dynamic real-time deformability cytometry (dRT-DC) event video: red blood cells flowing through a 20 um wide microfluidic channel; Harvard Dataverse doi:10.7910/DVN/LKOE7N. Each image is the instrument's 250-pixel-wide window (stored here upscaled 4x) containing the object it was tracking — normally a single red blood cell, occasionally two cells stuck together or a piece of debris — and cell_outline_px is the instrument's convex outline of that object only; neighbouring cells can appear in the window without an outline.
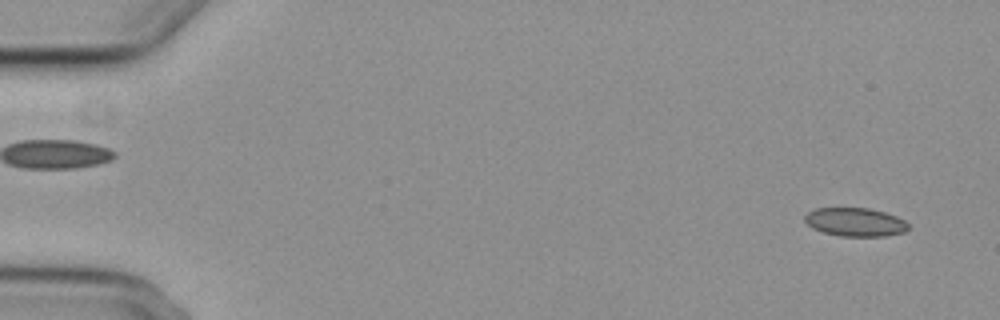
{"species": "common noctule bat (a hibernating species)", "species_latin": "Nyctalus noctula", "temperature_condition": "cold", "stored_images_in_passage": 56, "camera_frame_rate_fps": 3000, "um_per_image_px": 0.085, "animal": {"sex": "female", "body_mass_g": 29.2, "forearm_length_mm": 56.3}, "frame": {"image": 1, "passage_image": 3, "time_ms": 0.667, "image_size_px": [1000, 320], "cell_outline_px": [[908, 228], [904, 232], [884, 236], [840, 236], [824, 232], [812, 228], [804, 220], [804, 216], [808, 212], [816, 208], [868, 208], [884, 212], [896, 216], [904, 220], [908, 224]], "centroid_in_image_um": [72.68, 18.87], "position_along_channel_um": 12.3, "area_um2": 17.11}}
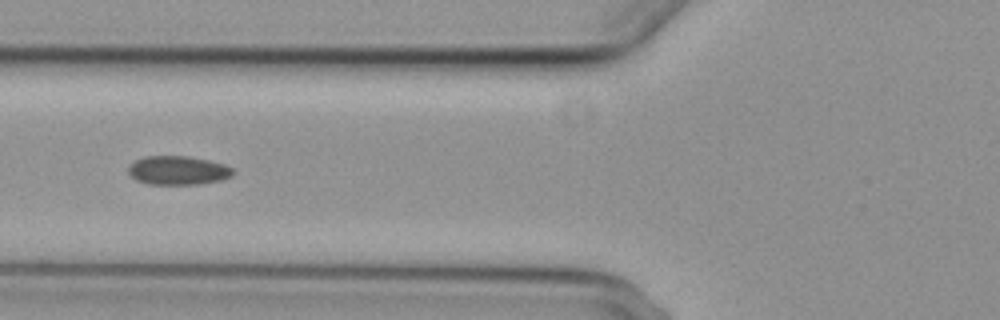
{"frame": {"image": 2, "passage_image": 22, "time_ms": 7.0, "image_size_px": [1000, 320], "cell_outline_px": [[236, 172], [232, 176], [220, 180], [196, 184], [148, 184], [136, 180], [128, 172], [128, 164], [144, 156], [188, 156], [208, 160], [224, 164], [232, 168]], "centroid_in_image_um": [15.12, 14.47], "position_along_channel_um": 110.7, "area_um2": 17.63}}
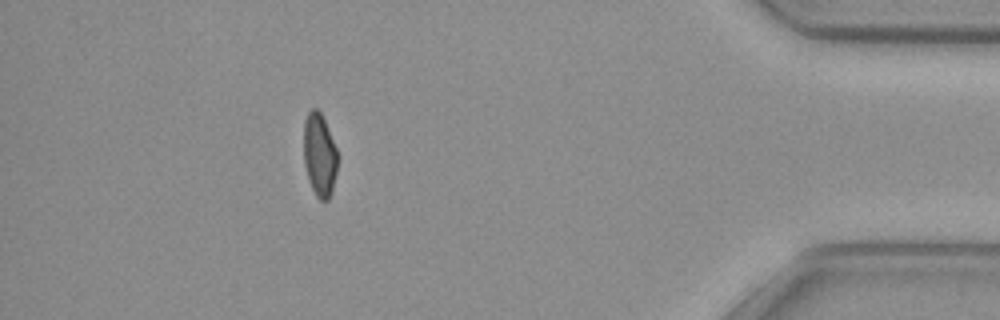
{"frame": {"image": 3, "passage_image": 50, "time_ms": 16.333, "image_size_px": [1000, 320], "cell_outline_px": [[336, 172], [332, 192], [328, 200], [320, 200], [316, 196], [312, 188], [304, 164], [304, 120], [308, 112], [312, 108], [316, 108], [320, 112], [324, 120], [336, 148]], "centroid_in_image_um": [27.14, 13.16], "position_along_channel_um": 408.1, "area_um2": 16.13}, "authors_computed_cell_mechanics": {"area_um2": 17.5134, "velocity_mm_per_s": 3.7287, "shape_relaxation_time_tau1_ms": null, "shape_relaxation_time_tau2_ms": 2.4797, "deformation_change_tau1": null, "deformation_change_tau2": 0.0588}}